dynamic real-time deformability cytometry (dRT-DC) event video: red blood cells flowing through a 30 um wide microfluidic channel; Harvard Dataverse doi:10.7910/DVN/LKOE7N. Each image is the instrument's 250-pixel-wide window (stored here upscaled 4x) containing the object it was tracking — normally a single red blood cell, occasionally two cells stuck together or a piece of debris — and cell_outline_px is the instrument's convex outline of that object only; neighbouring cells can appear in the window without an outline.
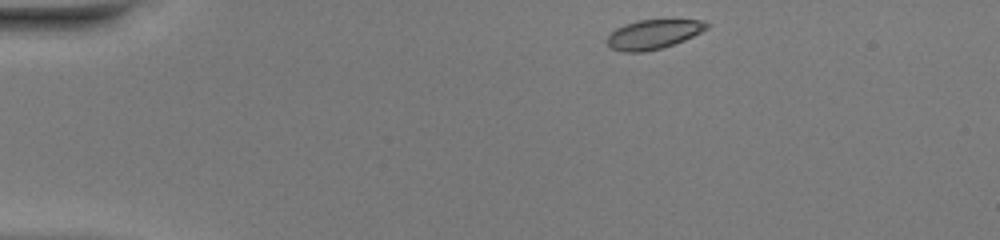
{"species": "common noctule bat (a hibernating species)", "species_latin": "Nyctalus noctula", "temperature_condition": "warm", "stored_images_in_passage": 42, "camera_frame_rate_fps": 3000, "um_per_image_px": 0.085, "animal": {"sex": "female", "body_mass_g": 20.0, "forearm_length_mm": 54.0}, "frame": {"image": 1, "passage_image": 1, "time_ms": 0.0, "image_size_px": [1000, 240], "cell_outline_px": [[712, 24], [708, 28], [684, 40], [660, 48], [644, 52], [624, 52], [612, 48], [604, 40], [616, 28], [624, 24], [640, 20], [704, 20]], "centroid_in_image_um": [55.53, 2.91], "position_along_channel_um": 29.5, "area_um2": 16.94}}
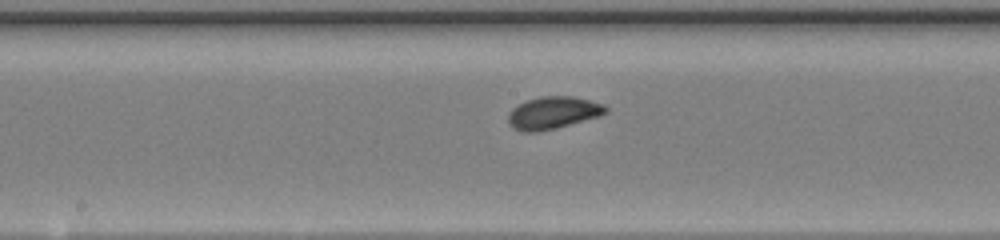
{"frame": {"image": 2, "passage_image": 19, "time_ms": 6.0, "image_size_px": [1000, 240], "cell_outline_px": [[608, 112], [600, 116], [556, 128], [536, 132], [524, 132], [508, 124], [508, 112], [512, 108], [528, 100], [540, 96], [572, 96], [604, 104], [608, 108]], "centroid_in_image_um": [47.02, 9.58], "position_along_channel_um": 201.2, "area_um2": 18.32}}
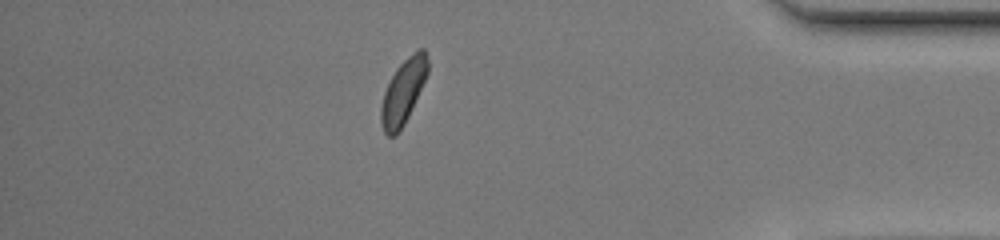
{"frame": {"image": 3, "passage_image": 36, "time_ms": 11.667, "image_size_px": [1000, 240], "cell_outline_px": [[428, 72], [408, 116], [404, 124], [396, 136], [388, 136], [384, 132], [380, 120], [380, 108], [384, 92], [396, 68], [412, 52], [420, 48], [424, 48], [428, 60]], "centroid_in_image_um": [34.26, 7.79], "position_along_channel_um": 400.9, "area_um2": 17.34}, "authors_computed_cell_mechanics": {"area_um2": 17.4845, "velocity_mm_per_s": 4.1142, "shape_relaxation_time_tau1_ms": 2.6126, "shape_relaxation_time_tau2_ms": 1.4275, "deformation_change_tau1": 0.132, "deformation_change_tau2": 0.0542}}